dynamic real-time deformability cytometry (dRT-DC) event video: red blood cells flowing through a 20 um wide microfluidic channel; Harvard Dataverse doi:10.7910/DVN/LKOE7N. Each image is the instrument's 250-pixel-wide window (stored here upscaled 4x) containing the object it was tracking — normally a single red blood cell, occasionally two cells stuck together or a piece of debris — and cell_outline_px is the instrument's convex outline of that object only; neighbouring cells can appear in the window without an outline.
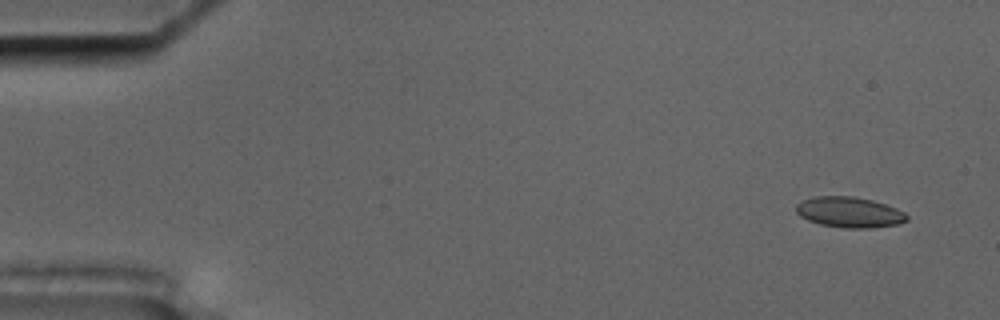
{"species": "common noctule bat (a hibernating species)", "species_latin": "Nyctalus noctula", "temperature_condition": "cold", "stored_images_in_passage": 55, "camera_frame_rate_fps": 3000, "um_per_image_px": 0.085, "animal": {"sex": "male", "body_mass_g": 17.5, "forearm_length_mm": 52.3}, "frame": {"image": 1, "passage_image": 1, "time_ms": 0.0, "image_size_px": [1000, 320], "cell_outline_px": [[908, 220], [900, 224], [868, 228], [844, 228], [820, 224], [808, 220], [800, 216], [796, 212], [796, 204], [804, 200], [816, 196], [852, 196], [872, 200], [896, 208], [904, 212], [908, 216]], "centroid_in_image_um": [72.21, 18.04], "position_along_channel_um": 12.8, "area_um2": 19.71}}
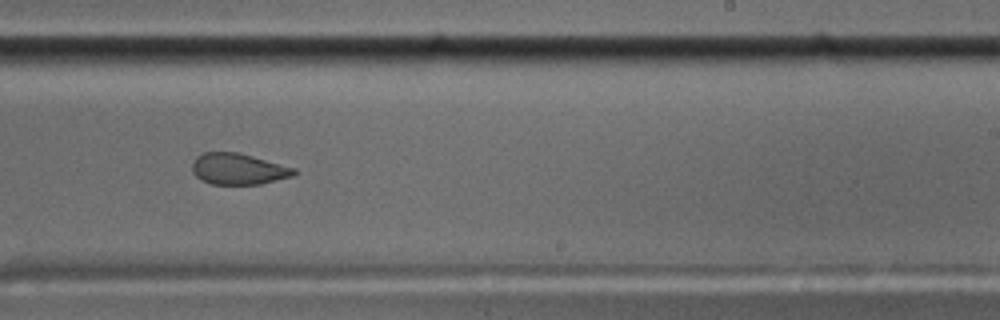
{"frame": {"image": 2, "passage_image": 33, "time_ms": 10.667, "image_size_px": [1000, 320], "cell_outline_px": [[300, 172], [292, 176], [260, 184], [212, 184], [200, 180], [192, 172], [192, 164], [196, 156], [204, 152], [236, 152], [252, 156], [296, 168]], "centroid_in_image_um": [20.25, 14.36], "position_along_channel_um": 268.7, "area_um2": 18.55}}
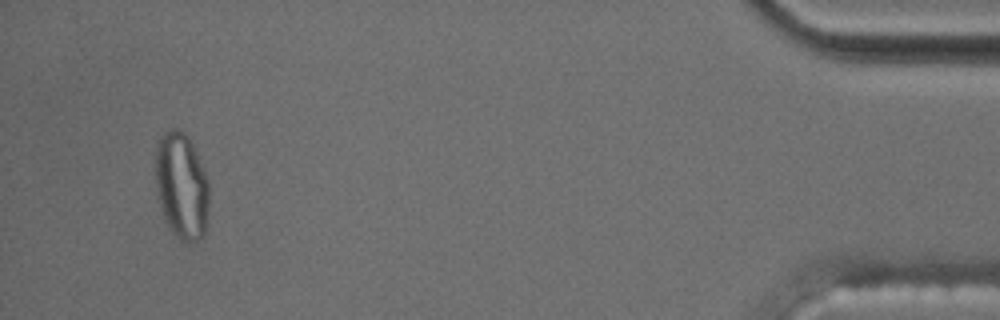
{"frame": {"image": 3, "passage_image": 52, "time_ms": 17.0, "image_size_px": [1000, 320], "cell_outline_px": [[208, 204], [204, 232], [192, 244], [180, 240], [172, 232], [164, 216], [160, 204], [156, 188], [156, 144], [160, 136], [168, 128], [180, 128], [188, 136], [192, 144], [208, 180]], "centroid_in_image_um": [15.41, 15.76], "position_along_channel_um": 419.8, "area_um2": 33.06}, "authors_computed_cell_mechanics": {"area_um2": 19.7098, "velocity_mm_per_s": 3.5362, "shape_relaxation_time_tau1_ms": null, "shape_relaxation_time_tau2_ms": 1.0704, "deformation_change_tau1": null, "deformation_change_tau2": 0.0438}}